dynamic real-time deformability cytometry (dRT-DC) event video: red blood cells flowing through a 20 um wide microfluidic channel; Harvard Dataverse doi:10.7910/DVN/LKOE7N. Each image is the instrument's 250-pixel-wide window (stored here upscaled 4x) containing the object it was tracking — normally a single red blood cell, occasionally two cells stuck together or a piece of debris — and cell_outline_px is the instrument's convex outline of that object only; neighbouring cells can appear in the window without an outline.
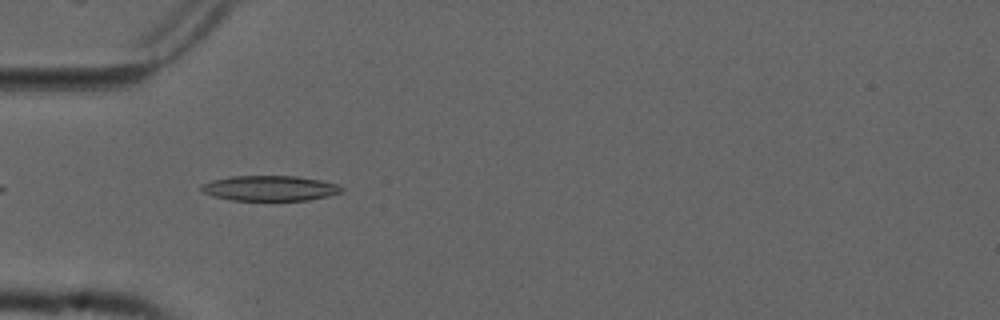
{"species": "common noctule bat (a hibernating species)", "species_latin": "Nyctalus noctula", "temperature_condition": "cold", "stored_images_in_passage": 4, "camera_frame_rate_fps": 3000, "um_per_image_px": 0.085, "animal": {"sex": "male", "forearm_length_mm": 52.5}, "frame": {"image": 1, "passage_image": 3, "time_ms": 0.667, "image_size_px": [1000, 320], "cell_outline_px": [[344, 192], [328, 196], [308, 200], [232, 200], [212, 196], [204, 192], [200, 188], [200, 184], [212, 180], [228, 176], [296, 176], [320, 180], [336, 184], [344, 188]], "centroid_in_image_um": [22.93, 15.99], "position_along_channel_um": 62.1, "area_um2": 20.69}}
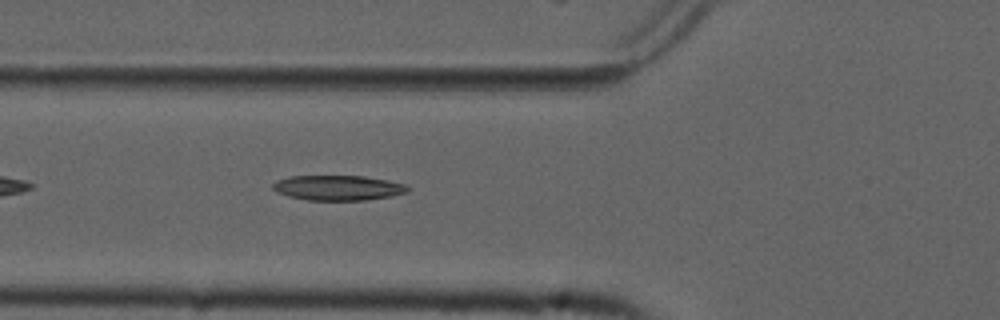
{"frame": {"image": 2, "passage_image": 4, "time_ms": 1.0, "image_size_px": [1000, 320], "cell_outline_px": [[412, 188], [408, 192], [392, 196], [364, 200], [308, 200], [288, 196], [276, 192], [272, 188], [272, 184], [276, 180], [292, 176], [364, 176], [388, 180], [404, 184]], "centroid_in_image_um": [28.74, 15.96], "position_along_channel_um": 97.1, "area_um2": 19.77}}